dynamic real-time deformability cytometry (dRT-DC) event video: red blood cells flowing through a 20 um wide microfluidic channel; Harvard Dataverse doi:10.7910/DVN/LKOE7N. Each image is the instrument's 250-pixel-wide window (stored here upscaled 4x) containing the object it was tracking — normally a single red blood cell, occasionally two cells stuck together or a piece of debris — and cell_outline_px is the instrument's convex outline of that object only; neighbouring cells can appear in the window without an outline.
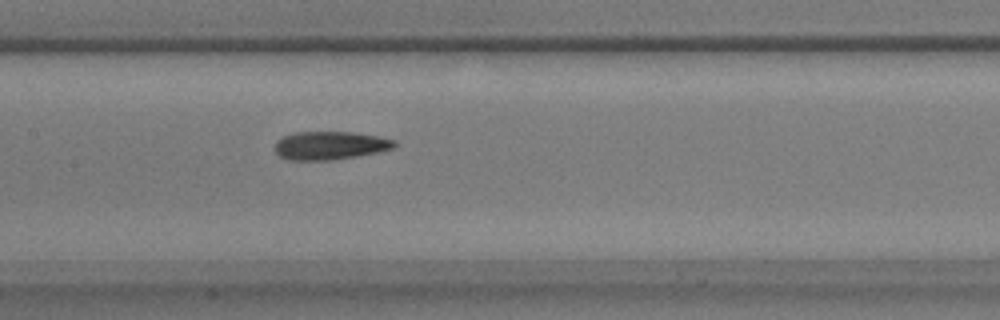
{"species": "common noctule bat (a hibernating species)", "species_latin": "Nyctalus noctula", "temperature_condition": "warm", "stored_images_in_passage": 46, "camera_frame_rate_fps": 3000, "um_per_image_px": 0.085, "animal": {"sex": "male", "body_mass_g": 17.9}, "frame": {"image": 1, "passage_image": 19, "time_ms": 6.0, "image_size_px": [1000, 320], "cell_outline_px": [[396, 148], [356, 156], [332, 160], [288, 160], [280, 156], [272, 148], [276, 140], [284, 136], [296, 132], [352, 132], [380, 136], [396, 140]], "centroid_in_image_um": [28.04, 12.36], "position_along_channel_um": 179.4, "area_um2": 19.88}}
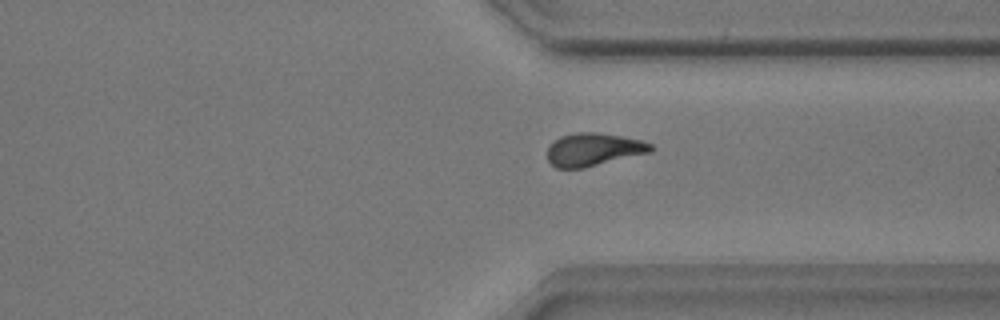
{"frame": {"image": 2, "passage_image": 33, "time_ms": 10.667, "image_size_px": [1000, 320], "cell_outline_px": [[656, 148], [652, 152], [584, 168], [556, 168], [548, 160], [548, 148], [560, 136], [576, 132], [600, 132], [640, 140], [652, 144]], "centroid_in_image_um": [50.49, 12.71], "position_along_channel_um": 360.9, "area_um2": 19.88}}
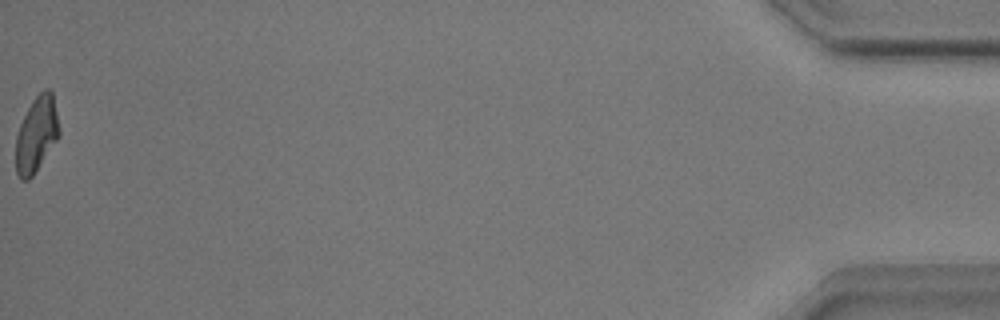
{"frame": {"image": 3, "passage_image": 46, "time_ms": 15.0, "image_size_px": [1000, 320], "cell_outline_px": [[60, 136], [32, 176], [28, 180], [20, 180], [16, 172], [16, 136], [20, 124], [32, 100], [44, 88], [48, 88], [52, 92], [60, 132]], "centroid_in_image_um": [3.1, 11.42], "position_along_channel_um": 432.1, "area_um2": 18.96}, "authors_computed_cell_mechanics": {"area_um2": 19.7387, "velocity_mm_per_s": 3.9044, "shape_relaxation_time_tau1_ms": 10.7916, "shape_relaxation_time_tau2_ms": 1.6423, "deformation_change_tau1": 0.3022, "deformation_change_tau2": 0.0978}}